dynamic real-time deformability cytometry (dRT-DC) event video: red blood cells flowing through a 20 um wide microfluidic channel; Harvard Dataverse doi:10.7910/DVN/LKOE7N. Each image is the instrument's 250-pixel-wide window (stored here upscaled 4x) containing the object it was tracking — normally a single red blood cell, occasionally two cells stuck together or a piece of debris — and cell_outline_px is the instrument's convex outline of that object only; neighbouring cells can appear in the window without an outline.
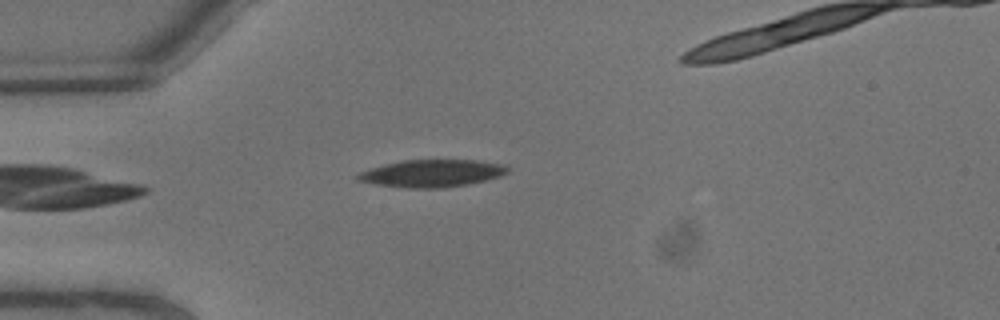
{"species": "common noctule bat (a hibernating species)", "species_latin": "Nyctalus noctula", "temperature_condition": "warm", "stored_images_in_passage": 4, "camera_frame_rate_fps": 3000, "um_per_image_px": 0.085, "animal": {"sex": "male", "body_mass_g": 13.3}, "frame": {"image": 1, "passage_image": 2, "time_ms": 0.333, "image_size_px": [1000, 320], "cell_outline_px": [[508, 172], [500, 176], [468, 184], [444, 188], [408, 188], [376, 184], [356, 180], [356, 176], [360, 172], [384, 164], [404, 160], [476, 160], [504, 164], [508, 168]], "centroid_in_image_um": [36.72, 14.73], "position_along_channel_um": 48.3, "area_um2": 23.76}}
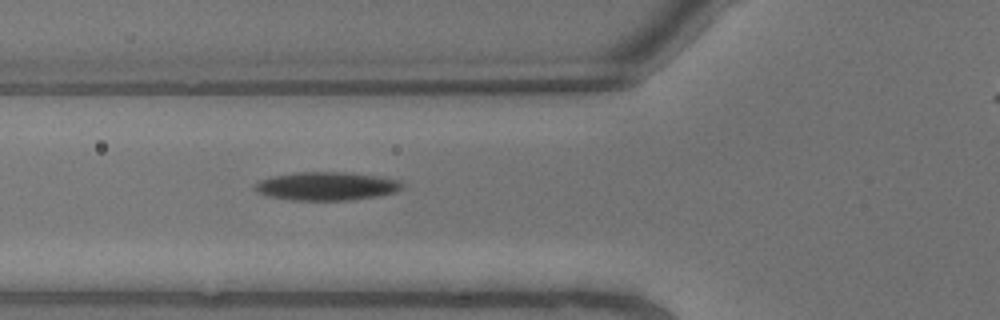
{"frame": {"image": 2, "passage_image": 4, "time_ms": 1.0, "image_size_px": [1000, 320], "cell_outline_px": [[404, 188], [396, 192], [376, 196], [352, 200], [292, 200], [268, 196], [256, 192], [252, 188], [252, 184], [260, 180], [272, 176], [296, 172], [344, 172], [400, 180], [404, 184]], "centroid_in_image_um": [27.71, 15.83], "position_along_channel_um": 98.1, "area_um2": 24.45}}